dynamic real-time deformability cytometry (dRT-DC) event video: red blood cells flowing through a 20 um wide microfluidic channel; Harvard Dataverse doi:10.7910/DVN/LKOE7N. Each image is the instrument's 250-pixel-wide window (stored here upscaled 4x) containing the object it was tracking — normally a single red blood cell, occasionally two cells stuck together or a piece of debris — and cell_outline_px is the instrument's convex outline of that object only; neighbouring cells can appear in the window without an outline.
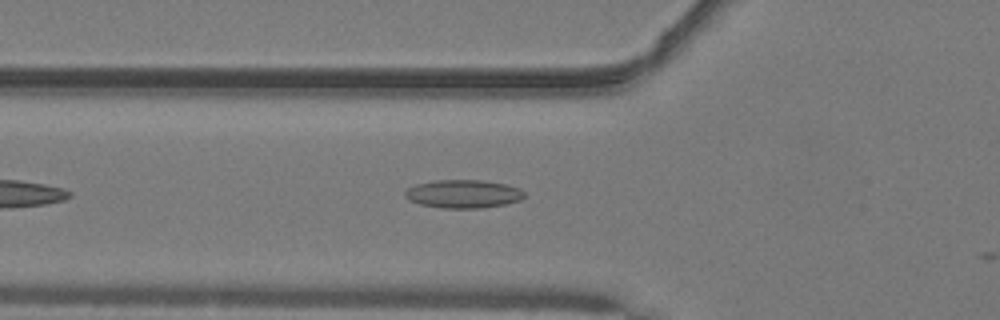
{"species": "common noctule bat (a hibernating species)", "species_latin": "Nyctalus noctula", "temperature_condition": "warm", "stored_images_in_passage": 5, "camera_frame_rate_fps": 3000, "um_per_image_px": 0.085, "animal": {"sex": "male", "body_mass_g": 19.2, "forearm_length_mm": 51.8}, "frame": {"image": 1, "passage_image": 4, "time_ms": 1.0, "image_size_px": [1000, 320], "cell_outline_px": [[524, 196], [520, 200], [504, 204], [480, 208], [440, 208], [420, 204], [404, 196], [404, 192], [408, 188], [416, 184], [436, 180], [484, 180], [504, 184], [520, 188], [524, 192]], "centroid_in_image_um": [39.37, 16.48], "position_along_channel_um": 86.4, "area_um2": 19.54}}